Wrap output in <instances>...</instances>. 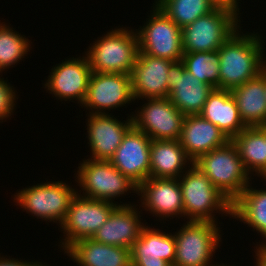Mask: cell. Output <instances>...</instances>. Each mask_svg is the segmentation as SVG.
<instances>
[{
  "label": "cell",
  "instance_id": "cell-14",
  "mask_svg": "<svg viewBox=\"0 0 266 266\" xmlns=\"http://www.w3.org/2000/svg\"><path fill=\"white\" fill-rule=\"evenodd\" d=\"M130 112L133 126L152 140H179L185 115L167 98L141 99Z\"/></svg>",
  "mask_w": 266,
  "mask_h": 266
},
{
  "label": "cell",
  "instance_id": "cell-30",
  "mask_svg": "<svg viewBox=\"0 0 266 266\" xmlns=\"http://www.w3.org/2000/svg\"><path fill=\"white\" fill-rule=\"evenodd\" d=\"M186 71L194 75L203 83L219 89L218 50L212 52H188L182 56Z\"/></svg>",
  "mask_w": 266,
  "mask_h": 266
},
{
  "label": "cell",
  "instance_id": "cell-4",
  "mask_svg": "<svg viewBox=\"0 0 266 266\" xmlns=\"http://www.w3.org/2000/svg\"><path fill=\"white\" fill-rule=\"evenodd\" d=\"M40 183L27 185L18 189L12 194L14 205L18 206L22 212L30 216L41 219L45 224L55 223L60 226L66 217L69 205L73 197L77 194V186L71 181H48L45 178ZM44 182V183H43Z\"/></svg>",
  "mask_w": 266,
  "mask_h": 266
},
{
  "label": "cell",
  "instance_id": "cell-28",
  "mask_svg": "<svg viewBox=\"0 0 266 266\" xmlns=\"http://www.w3.org/2000/svg\"><path fill=\"white\" fill-rule=\"evenodd\" d=\"M6 19L0 20V73H8L10 68L20 64L28 54H32V39L15 30ZM24 58V59H23Z\"/></svg>",
  "mask_w": 266,
  "mask_h": 266
},
{
  "label": "cell",
  "instance_id": "cell-32",
  "mask_svg": "<svg viewBox=\"0 0 266 266\" xmlns=\"http://www.w3.org/2000/svg\"><path fill=\"white\" fill-rule=\"evenodd\" d=\"M41 259L39 260H25V258L21 259L19 257L14 258L12 256H9V255H3L2 253H0V266H47V263L44 262L43 260L40 261Z\"/></svg>",
  "mask_w": 266,
  "mask_h": 266
},
{
  "label": "cell",
  "instance_id": "cell-7",
  "mask_svg": "<svg viewBox=\"0 0 266 266\" xmlns=\"http://www.w3.org/2000/svg\"><path fill=\"white\" fill-rule=\"evenodd\" d=\"M174 233L176 257L173 266H209L222 245V227L215 222L184 221Z\"/></svg>",
  "mask_w": 266,
  "mask_h": 266
},
{
  "label": "cell",
  "instance_id": "cell-23",
  "mask_svg": "<svg viewBox=\"0 0 266 266\" xmlns=\"http://www.w3.org/2000/svg\"><path fill=\"white\" fill-rule=\"evenodd\" d=\"M193 164L179 140H151L150 177L178 179Z\"/></svg>",
  "mask_w": 266,
  "mask_h": 266
},
{
  "label": "cell",
  "instance_id": "cell-8",
  "mask_svg": "<svg viewBox=\"0 0 266 266\" xmlns=\"http://www.w3.org/2000/svg\"><path fill=\"white\" fill-rule=\"evenodd\" d=\"M240 19L231 10L215 7L181 29L183 53L218 50L243 25Z\"/></svg>",
  "mask_w": 266,
  "mask_h": 266
},
{
  "label": "cell",
  "instance_id": "cell-17",
  "mask_svg": "<svg viewBox=\"0 0 266 266\" xmlns=\"http://www.w3.org/2000/svg\"><path fill=\"white\" fill-rule=\"evenodd\" d=\"M151 140L132 126L110 159L111 164L137 186L150 177Z\"/></svg>",
  "mask_w": 266,
  "mask_h": 266
},
{
  "label": "cell",
  "instance_id": "cell-33",
  "mask_svg": "<svg viewBox=\"0 0 266 266\" xmlns=\"http://www.w3.org/2000/svg\"><path fill=\"white\" fill-rule=\"evenodd\" d=\"M215 7L225 8L227 10H231L242 18L244 12L241 11V5L239 4L241 0H209Z\"/></svg>",
  "mask_w": 266,
  "mask_h": 266
},
{
  "label": "cell",
  "instance_id": "cell-37",
  "mask_svg": "<svg viewBox=\"0 0 266 266\" xmlns=\"http://www.w3.org/2000/svg\"><path fill=\"white\" fill-rule=\"evenodd\" d=\"M258 181H260L259 182L260 183L259 185H262L261 182H263V181H264V183H266V173L263 175V177L261 178V180L258 179Z\"/></svg>",
  "mask_w": 266,
  "mask_h": 266
},
{
  "label": "cell",
  "instance_id": "cell-18",
  "mask_svg": "<svg viewBox=\"0 0 266 266\" xmlns=\"http://www.w3.org/2000/svg\"><path fill=\"white\" fill-rule=\"evenodd\" d=\"M155 225L147 223L130 249L132 266H173L176 257L174 233L166 232L160 224Z\"/></svg>",
  "mask_w": 266,
  "mask_h": 266
},
{
  "label": "cell",
  "instance_id": "cell-22",
  "mask_svg": "<svg viewBox=\"0 0 266 266\" xmlns=\"http://www.w3.org/2000/svg\"><path fill=\"white\" fill-rule=\"evenodd\" d=\"M64 254L76 266H132L129 248L103 244L92 238L71 244Z\"/></svg>",
  "mask_w": 266,
  "mask_h": 266
},
{
  "label": "cell",
  "instance_id": "cell-15",
  "mask_svg": "<svg viewBox=\"0 0 266 266\" xmlns=\"http://www.w3.org/2000/svg\"><path fill=\"white\" fill-rule=\"evenodd\" d=\"M120 120L113 114H85L87 146L92 160L110 161L122 142L123 136L133 126L132 115ZM87 127V128H86Z\"/></svg>",
  "mask_w": 266,
  "mask_h": 266
},
{
  "label": "cell",
  "instance_id": "cell-13",
  "mask_svg": "<svg viewBox=\"0 0 266 266\" xmlns=\"http://www.w3.org/2000/svg\"><path fill=\"white\" fill-rule=\"evenodd\" d=\"M137 203L142 213L155 217L154 221L162 223L161 226L174 218L178 219L177 222L180 218L185 221L183 197L178 179L149 177L138 186Z\"/></svg>",
  "mask_w": 266,
  "mask_h": 266
},
{
  "label": "cell",
  "instance_id": "cell-34",
  "mask_svg": "<svg viewBox=\"0 0 266 266\" xmlns=\"http://www.w3.org/2000/svg\"><path fill=\"white\" fill-rule=\"evenodd\" d=\"M252 253L251 256H254L253 266H266V252L253 248Z\"/></svg>",
  "mask_w": 266,
  "mask_h": 266
},
{
  "label": "cell",
  "instance_id": "cell-2",
  "mask_svg": "<svg viewBox=\"0 0 266 266\" xmlns=\"http://www.w3.org/2000/svg\"><path fill=\"white\" fill-rule=\"evenodd\" d=\"M73 172H75L73 182L75 181V185L79 186L76 188L78 195L110 201L117 205L137 203L135 201H128L127 203L122 199L129 194L135 195L136 198L138 186L116 169L110 161L92 160L84 157L79 162L77 170L75 169ZM121 199L124 202L120 201Z\"/></svg>",
  "mask_w": 266,
  "mask_h": 266
},
{
  "label": "cell",
  "instance_id": "cell-9",
  "mask_svg": "<svg viewBox=\"0 0 266 266\" xmlns=\"http://www.w3.org/2000/svg\"><path fill=\"white\" fill-rule=\"evenodd\" d=\"M117 206L110 201L76 194L70 202L65 219L58 227L63 234L60 241L58 240L59 251L64 252L79 240L92 238Z\"/></svg>",
  "mask_w": 266,
  "mask_h": 266
},
{
  "label": "cell",
  "instance_id": "cell-21",
  "mask_svg": "<svg viewBox=\"0 0 266 266\" xmlns=\"http://www.w3.org/2000/svg\"><path fill=\"white\" fill-rule=\"evenodd\" d=\"M229 141L225 133L200 114L184 117L179 142L193 162Z\"/></svg>",
  "mask_w": 266,
  "mask_h": 266
},
{
  "label": "cell",
  "instance_id": "cell-1",
  "mask_svg": "<svg viewBox=\"0 0 266 266\" xmlns=\"http://www.w3.org/2000/svg\"><path fill=\"white\" fill-rule=\"evenodd\" d=\"M250 31H244L241 26L218 49L219 89L232 90L266 69L264 31Z\"/></svg>",
  "mask_w": 266,
  "mask_h": 266
},
{
  "label": "cell",
  "instance_id": "cell-25",
  "mask_svg": "<svg viewBox=\"0 0 266 266\" xmlns=\"http://www.w3.org/2000/svg\"><path fill=\"white\" fill-rule=\"evenodd\" d=\"M200 115L216 125L230 140L246 128L231 90L213 89Z\"/></svg>",
  "mask_w": 266,
  "mask_h": 266
},
{
  "label": "cell",
  "instance_id": "cell-36",
  "mask_svg": "<svg viewBox=\"0 0 266 266\" xmlns=\"http://www.w3.org/2000/svg\"><path fill=\"white\" fill-rule=\"evenodd\" d=\"M221 262V263H220ZM220 262H217V258H216V261L214 260L209 266H235L236 264H229V263H227L226 262V264L225 263H223L222 261H220ZM220 263V264H219ZM238 266V265H237ZM241 266V265H240Z\"/></svg>",
  "mask_w": 266,
  "mask_h": 266
},
{
  "label": "cell",
  "instance_id": "cell-20",
  "mask_svg": "<svg viewBox=\"0 0 266 266\" xmlns=\"http://www.w3.org/2000/svg\"><path fill=\"white\" fill-rule=\"evenodd\" d=\"M174 62L138 52L131 72L132 94L136 103L141 99L167 98L169 67Z\"/></svg>",
  "mask_w": 266,
  "mask_h": 266
},
{
  "label": "cell",
  "instance_id": "cell-16",
  "mask_svg": "<svg viewBox=\"0 0 266 266\" xmlns=\"http://www.w3.org/2000/svg\"><path fill=\"white\" fill-rule=\"evenodd\" d=\"M167 75L168 99L171 103L185 116L200 114L215 88L186 71L182 61L174 62Z\"/></svg>",
  "mask_w": 266,
  "mask_h": 266
},
{
  "label": "cell",
  "instance_id": "cell-6",
  "mask_svg": "<svg viewBox=\"0 0 266 266\" xmlns=\"http://www.w3.org/2000/svg\"><path fill=\"white\" fill-rule=\"evenodd\" d=\"M194 165L231 203L253 180L245 170L238 150L231 140L220 148L202 154Z\"/></svg>",
  "mask_w": 266,
  "mask_h": 266
},
{
  "label": "cell",
  "instance_id": "cell-31",
  "mask_svg": "<svg viewBox=\"0 0 266 266\" xmlns=\"http://www.w3.org/2000/svg\"><path fill=\"white\" fill-rule=\"evenodd\" d=\"M4 73H0V123L3 124L8 120H12V116L16 115L14 112L17 108V101L19 98L18 89L12 85V81L6 77ZM3 76V77H2ZM16 88V89H15Z\"/></svg>",
  "mask_w": 266,
  "mask_h": 266
},
{
  "label": "cell",
  "instance_id": "cell-35",
  "mask_svg": "<svg viewBox=\"0 0 266 266\" xmlns=\"http://www.w3.org/2000/svg\"><path fill=\"white\" fill-rule=\"evenodd\" d=\"M258 241H255L256 243L253 242L254 248L266 252V233Z\"/></svg>",
  "mask_w": 266,
  "mask_h": 266
},
{
  "label": "cell",
  "instance_id": "cell-29",
  "mask_svg": "<svg viewBox=\"0 0 266 266\" xmlns=\"http://www.w3.org/2000/svg\"><path fill=\"white\" fill-rule=\"evenodd\" d=\"M154 3L181 29L215 8L209 0H154Z\"/></svg>",
  "mask_w": 266,
  "mask_h": 266
},
{
  "label": "cell",
  "instance_id": "cell-26",
  "mask_svg": "<svg viewBox=\"0 0 266 266\" xmlns=\"http://www.w3.org/2000/svg\"><path fill=\"white\" fill-rule=\"evenodd\" d=\"M255 178L250 182L243 193L232 203L231 218L248 228H252L257 236L262 237L266 233V183L257 186ZM255 183V184H254ZM253 184V185H252ZM256 185V186H254ZM264 187V188H263ZM246 224V225H245Z\"/></svg>",
  "mask_w": 266,
  "mask_h": 266
},
{
  "label": "cell",
  "instance_id": "cell-12",
  "mask_svg": "<svg viewBox=\"0 0 266 266\" xmlns=\"http://www.w3.org/2000/svg\"><path fill=\"white\" fill-rule=\"evenodd\" d=\"M66 58L52 66L45 82H42V88L62 104L64 101L74 102L80 107L86 97L92 73L90 64L84 52L82 56L77 54L76 57Z\"/></svg>",
  "mask_w": 266,
  "mask_h": 266
},
{
  "label": "cell",
  "instance_id": "cell-24",
  "mask_svg": "<svg viewBox=\"0 0 266 266\" xmlns=\"http://www.w3.org/2000/svg\"><path fill=\"white\" fill-rule=\"evenodd\" d=\"M246 127L266 126V69L256 78L231 90Z\"/></svg>",
  "mask_w": 266,
  "mask_h": 266
},
{
  "label": "cell",
  "instance_id": "cell-27",
  "mask_svg": "<svg viewBox=\"0 0 266 266\" xmlns=\"http://www.w3.org/2000/svg\"><path fill=\"white\" fill-rule=\"evenodd\" d=\"M231 141L238 150L245 170L253 179H261L266 173L265 126L246 127Z\"/></svg>",
  "mask_w": 266,
  "mask_h": 266
},
{
  "label": "cell",
  "instance_id": "cell-3",
  "mask_svg": "<svg viewBox=\"0 0 266 266\" xmlns=\"http://www.w3.org/2000/svg\"><path fill=\"white\" fill-rule=\"evenodd\" d=\"M84 51L92 72L131 75L139 52L135 28L111 27Z\"/></svg>",
  "mask_w": 266,
  "mask_h": 266
},
{
  "label": "cell",
  "instance_id": "cell-19",
  "mask_svg": "<svg viewBox=\"0 0 266 266\" xmlns=\"http://www.w3.org/2000/svg\"><path fill=\"white\" fill-rule=\"evenodd\" d=\"M143 215L145 217L137 203L118 205L92 239L103 244L131 249L142 228L148 223Z\"/></svg>",
  "mask_w": 266,
  "mask_h": 266
},
{
  "label": "cell",
  "instance_id": "cell-11",
  "mask_svg": "<svg viewBox=\"0 0 266 266\" xmlns=\"http://www.w3.org/2000/svg\"><path fill=\"white\" fill-rule=\"evenodd\" d=\"M134 103L131 75L92 72L80 108L86 110L85 114H113L114 110L120 111V108H127L129 104L132 107Z\"/></svg>",
  "mask_w": 266,
  "mask_h": 266
},
{
  "label": "cell",
  "instance_id": "cell-10",
  "mask_svg": "<svg viewBox=\"0 0 266 266\" xmlns=\"http://www.w3.org/2000/svg\"><path fill=\"white\" fill-rule=\"evenodd\" d=\"M144 20V24L135 28L138 37L139 52L153 57L182 61V31L155 3Z\"/></svg>",
  "mask_w": 266,
  "mask_h": 266
},
{
  "label": "cell",
  "instance_id": "cell-5",
  "mask_svg": "<svg viewBox=\"0 0 266 266\" xmlns=\"http://www.w3.org/2000/svg\"><path fill=\"white\" fill-rule=\"evenodd\" d=\"M178 180L183 197L185 221L223 224L218 219L220 214L221 219L224 216L231 219L232 203L194 164Z\"/></svg>",
  "mask_w": 266,
  "mask_h": 266
}]
</instances>
